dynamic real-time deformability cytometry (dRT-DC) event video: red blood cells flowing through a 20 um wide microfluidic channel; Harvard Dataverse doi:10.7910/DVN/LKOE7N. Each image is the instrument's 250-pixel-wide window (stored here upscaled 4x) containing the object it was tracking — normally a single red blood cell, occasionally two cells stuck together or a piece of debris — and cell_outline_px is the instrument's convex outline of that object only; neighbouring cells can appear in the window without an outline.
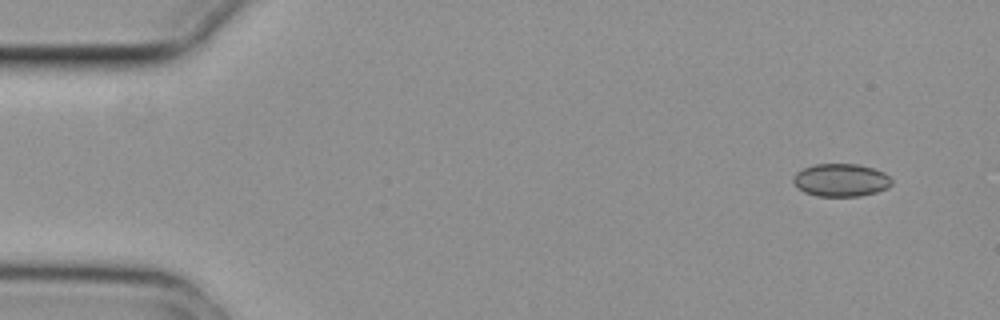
{"species": "common noctule bat (a hibernating species)", "species_latin": "Nyctalus noctula", "temperature_condition": "cold", "stored_images_in_passage": 5, "camera_frame_rate_fps": 3000, "um_per_image_px": 0.085, "animal": {"sex": "female", "body_mass_g": 29.2, "forearm_length_mm": 56.3}, "frame": {"image": 1, "passage_image": 1, "time_ms": 0.0, "image_size_px": [1000, 320], "cell_outline_px": [[892, 184], [888, 188], [876, 192], [860, 196], [816, 196], [804, 192], [792, 180], [796, 172], [804, 168], [816, 164], [856, 164], [872, 168], [884, 172], [892, 180]], "centroid_in_image_um": [71.5, 15.31], "position_along_channel_um": 13.5, "area_um2": 18.73}}
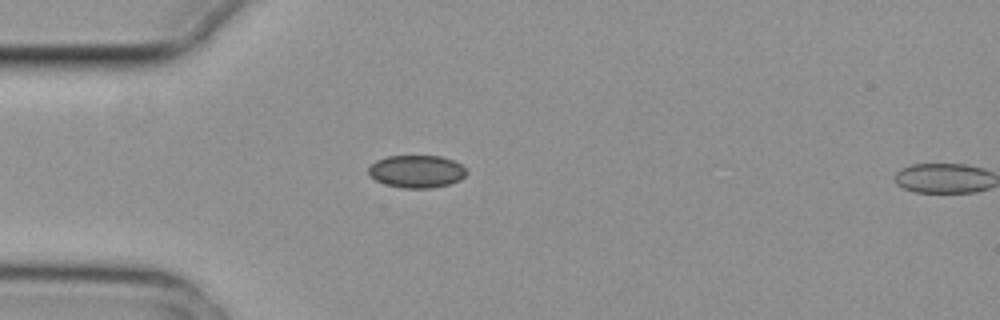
{"frame": {"image": 2, "passage_image": 4, "time_ms": 1.0, "image_size_px": [1000, 320], "cell_outline_px": [[468, 172], [460, 180], [448, 184], [432, 188], [400, 188], [384, 184], [376, 180], [368, 172], [368, 168], [376, 160], [388, 156], [440, 156], [452, 160], [460, 164]], "centroid_in_image_um": [35.4, 14.58], "position_along_channel_um": 49.6, "area_um2": 18.55}}